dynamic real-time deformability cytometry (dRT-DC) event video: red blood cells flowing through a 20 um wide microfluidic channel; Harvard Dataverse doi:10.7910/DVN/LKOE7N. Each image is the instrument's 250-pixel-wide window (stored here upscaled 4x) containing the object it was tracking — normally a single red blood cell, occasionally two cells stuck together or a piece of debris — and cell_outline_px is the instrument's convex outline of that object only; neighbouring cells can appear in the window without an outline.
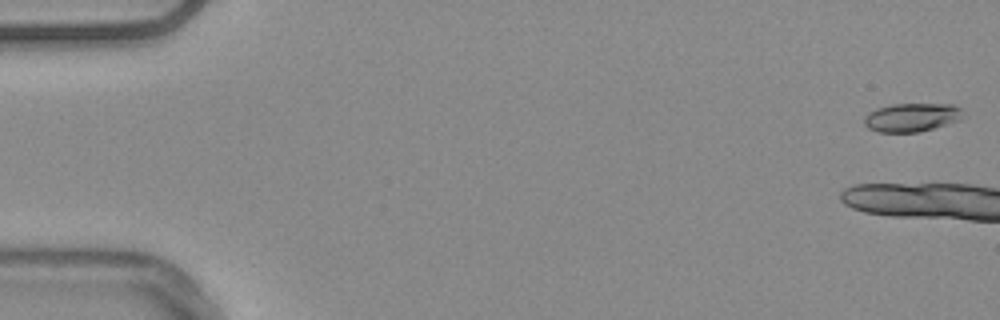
{"species": "common noctule bat (a hibernating species)", "species_latin": "Nyctalus noctula", "temperature_condition": "warm", "stored_images_in_passage": 10, "camera_frame_rate_fps": 3000, "um_per_image_px": 0.085, "animal": {"sex": "male", "body_mass_g": 20.4}, "frame": {"image": 1, "passage_image": 1, "time_ms": 0.0, "image_size_px": [1000, 320], "cell_outline_px": [[960, 120], [932, 128], [916, 132], [880, 132], [868, 128], [864, 124], [864, 116], [868, 112], [876, 108], [892, 104], [952, 104], [960, 108]], "centroid_in_image_um": [77.43, 9.97], "position_along_channel_um": 7.6, "area_um2": 16.24}}